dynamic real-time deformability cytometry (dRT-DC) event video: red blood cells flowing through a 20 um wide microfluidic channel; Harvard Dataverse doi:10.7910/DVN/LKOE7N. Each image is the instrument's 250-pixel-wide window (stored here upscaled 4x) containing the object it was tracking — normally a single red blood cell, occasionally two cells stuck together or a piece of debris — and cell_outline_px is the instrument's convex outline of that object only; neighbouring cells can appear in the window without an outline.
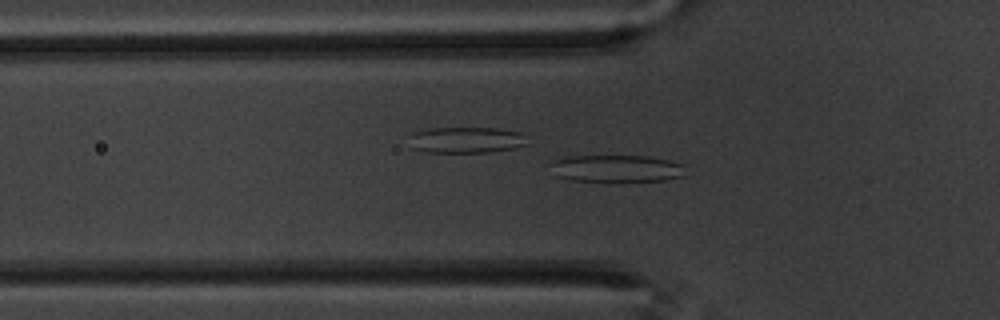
{"species": "common noctule bat (a hibernating species)", "species_latin": "Nyctalus noctula", "temperature_condition": "warm", "stored_images_in_passage": 57, "camera_frame_rate_fps": 3000, "um_per_image_px": 0.085, "animal": {"sex": "male", "body_mass_g": 20.1, "forearm_length_mm": 53.5}, "frame": {"image": 1, "passage_image": 19, "time_ms": 6.0, "image_size_px": [1000, 320], "cell_outline_px": [[684, 176], [664, 180], [572, 180], [556, 176], [548, 164], [564, 156], [648, 156], [668, 160], [680, 164]], "centroid_in_image_um": [52.32, 14.3], "position_along_channel_um": 73.5, "area_um2": 20.81}}
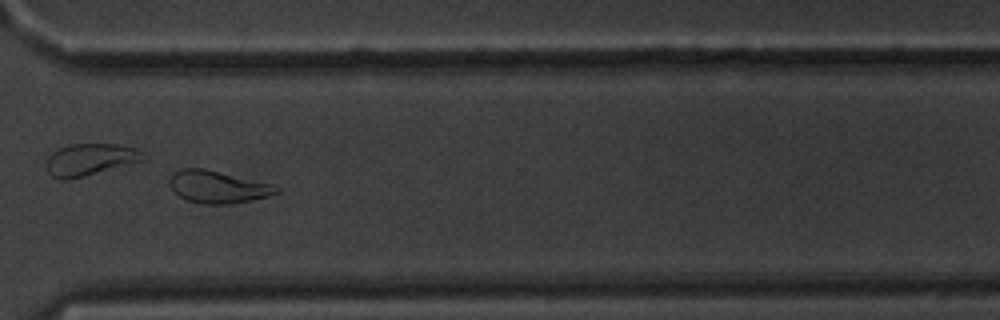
{"frame": {"image": 2, "passage_image": 43, "time_ms": 14.0, "image_size_px": [1000, 320], "cell_outline_px": [[280, 192], [268, 196], [228, 204], [204, 204], [188, 200], [180, 196], [168, 184], [168, 180], [172, 172], [180, 168], [204, 168], [272, 184], [280, 188]], "centroid_in_image_um": [18.48, 15.87], "position_along_channel_um": 352.1, "area_um2": 20.0}}
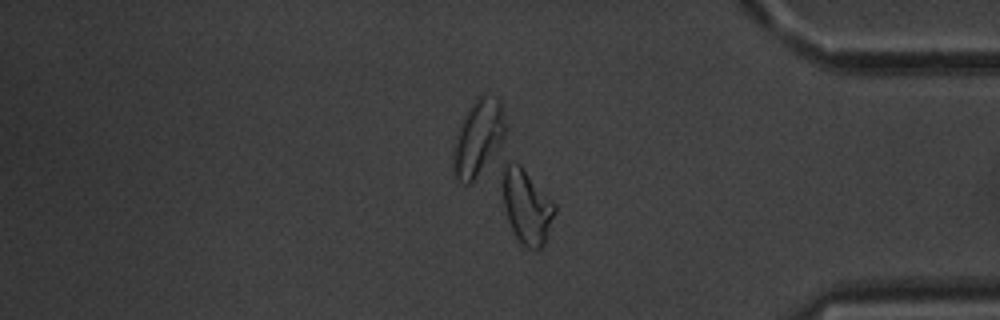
{"frame": {"image": 3, "passage_image": 48, "time_ms": 15.667, "image_size_px": [1000, 320], "cell_outline_px": [[556, 212], [544, 244], [540, 252], [528, 248], [516, 236], [508, 220], [504, 208], [500, 184], [504, 164], [508, 160], [520, 164], [556, 204]], "centroid_in_image_um": [44.75, 17.51], "position_along_channel_um": 390.4, "area_um2": 23.0}, "authors_computed_cell_mechanics": {"area_um2": 22.253, "velocity_mm_per_s": 3.4808, "shape_relaxation_time_tau1_ms": 7.0242, "shape_relaxation_time_tau2_ms": 4.1936, "deformation_change_tau1": 0.1728, "deformation_change_tau2": 0.128}}